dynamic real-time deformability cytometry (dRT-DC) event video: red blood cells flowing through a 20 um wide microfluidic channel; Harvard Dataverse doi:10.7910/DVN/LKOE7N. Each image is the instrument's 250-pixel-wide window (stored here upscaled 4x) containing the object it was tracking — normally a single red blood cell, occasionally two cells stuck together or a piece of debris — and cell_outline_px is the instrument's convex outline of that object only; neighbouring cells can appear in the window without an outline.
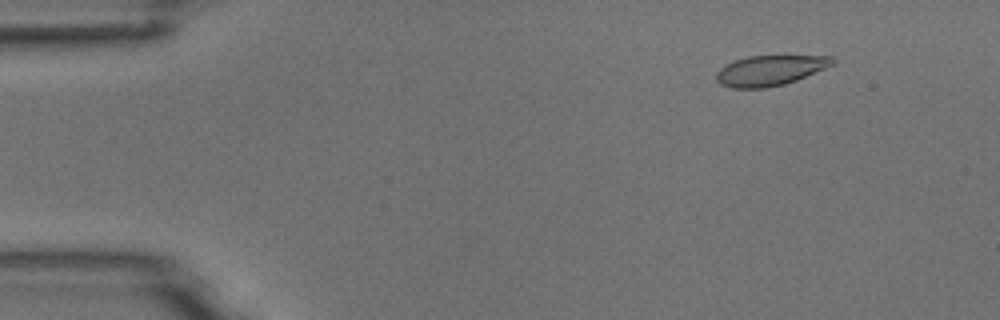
{"species": "common noctule bat (a hibernating species)", "species_latin": "Nyctalus noctula", "temperature_condition": "room temperature", "stored_images_in_passage": 9, "camera_frame_rate_fps": 3000, "um_per_image_px": 0.085, "animal": {"sex": "male", "body_mass_g": 18.8}, "frame": {"image": 1, "passage_image": 2, "time_ms": 1.0, "image_size_px": [1000, 320], "cell_outline_px": [[836, 64], [796, 80], [784, 84], [764, 88], [732, 88], [720, 84], [716, 80], [716, 72], [720, 68], [736, 60], [748, 56], [832, 56], [836, 60]], "centroid_in_image_um": [65.47, 5.99], "position_along_channel_um": 19.5, "area_um2": 20.4}}